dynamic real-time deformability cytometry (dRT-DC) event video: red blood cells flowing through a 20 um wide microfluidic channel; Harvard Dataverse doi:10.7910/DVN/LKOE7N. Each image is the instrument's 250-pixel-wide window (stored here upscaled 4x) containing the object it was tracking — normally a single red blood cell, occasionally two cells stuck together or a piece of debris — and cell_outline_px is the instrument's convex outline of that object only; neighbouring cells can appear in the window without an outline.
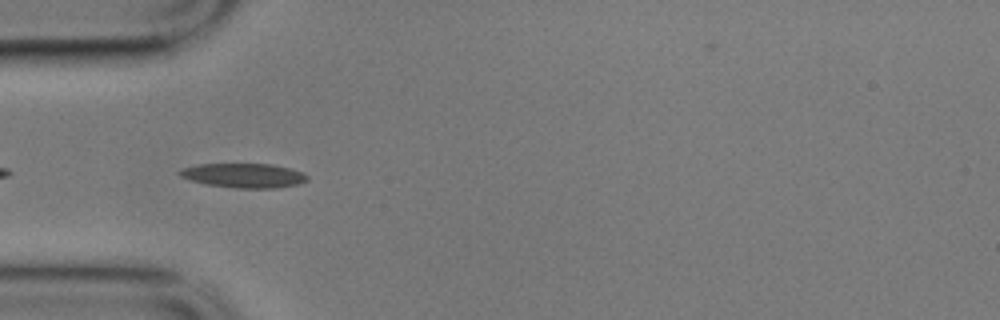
{"species": "common noctule bat (a hibernating species)", "species_latin": "Nyctalus noctula", "temperature_condition": "cold", "stored_images_in_passage": 5, "camera_frame_rate_fps": 3000, "um_per_image_px": 0.085, "animal": {"sex": "male", "body_mass_g": 17.9}, "frame": {"image": 1, "passage_image": 2, "time_ms": 0.333, "image_size_px": [1000, 320], "cell_outline_px": [[308, 180], [300, 184], [276, 188], [236, 188], [204, 184], [180, 176], [176, 172], [180, 168], [196, 164], [272, 164], [304, 172], [308, 176]], "centroid_in_image_um": [20.71, 14.91], "position_along_channel_um": 64.3, "area_um2": 18.32}}
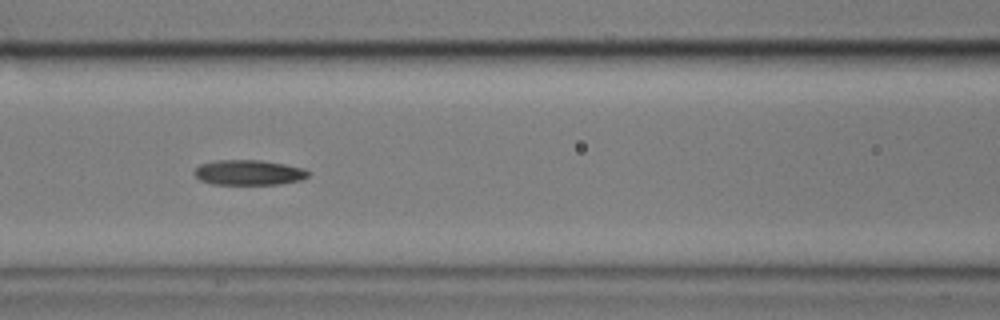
{"frame": {"image": 2, "passage_image": 4, "time_ms": 1.0, "image_size_px": [1000, 320], "cell_outline_px": [[308, 176], [300, 180], [280, 184], [212, 184], [200, 180], [192, 172], [200, 164], [216, 160], [260, 160], [284, 164], [304, 168], [308, 172]], "centroid_in_image_um": [21.11, 14.66], "position_along_channel_um": 145.5, "area_um2": 16.65}}